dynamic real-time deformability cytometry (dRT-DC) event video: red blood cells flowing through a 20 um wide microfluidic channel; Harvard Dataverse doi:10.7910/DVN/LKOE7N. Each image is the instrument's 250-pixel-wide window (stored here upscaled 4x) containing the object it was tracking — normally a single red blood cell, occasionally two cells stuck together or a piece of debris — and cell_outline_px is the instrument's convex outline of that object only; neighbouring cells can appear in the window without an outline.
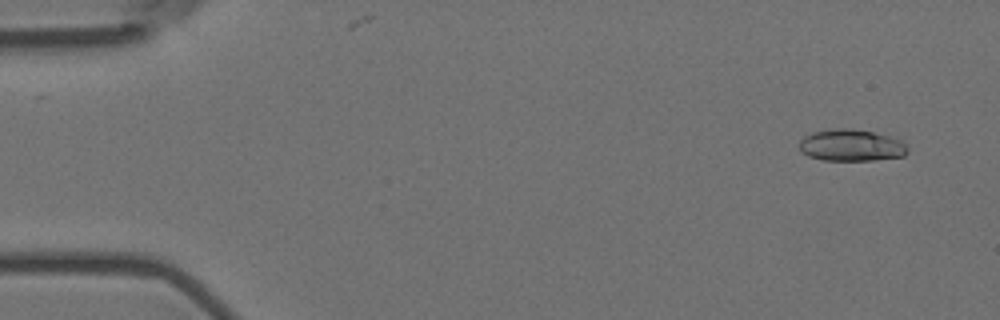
{"species": "Egyptian fruit bat (a non-hibernating species)", "species_latin": "Rousettus aegyptiacus", "temperature_condition": "room temperature", "stored_images_in_passage": 6, "camera_frame_rate_fps": 3000, "um_per_image_px": 0.085, "animal": {"sex": "female"}, "frame": {"image": 1, "passage_image": 1, "time_ms": 0.0, "image_size_px": [1000, 320], "cell_outline_px": [[908, 152], [904, 156], [872, 160], [824, 160], [808, 156], [800, 152], [800, 140], [804, 136], [812, 132], [832, 128], [852, 128], [872, 132], [888, 136], [900, 140], [908, 148]], "centroid_in_image_um": [72.33, 12.35], "position_along_channel_um": 12.7, "area_um2": 20.06}}
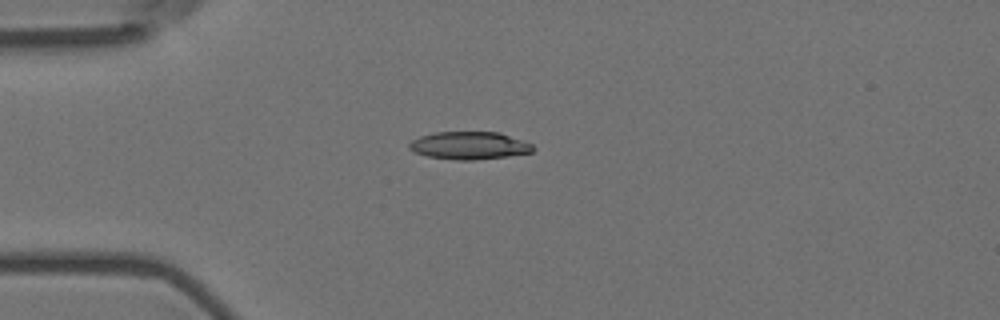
{"frame": {"image": 2, "passage_image": 4, "time_ms": 1.0, "image_size_px": [1000, 320], "cell_outline_px": [[536, 148], [532, 152], [508, 156], [472, 160], [456, 160], [428, 156], [416, 152], [408, 148], [408, 144], [412, 140], [420, 136], [436, 132], [500, 132], [524, 140], [532, 144]], "centroid_in_image_um": [39.92, 12.36], "position_along_channel_um": 45.1, "area_um2": 20.0}}
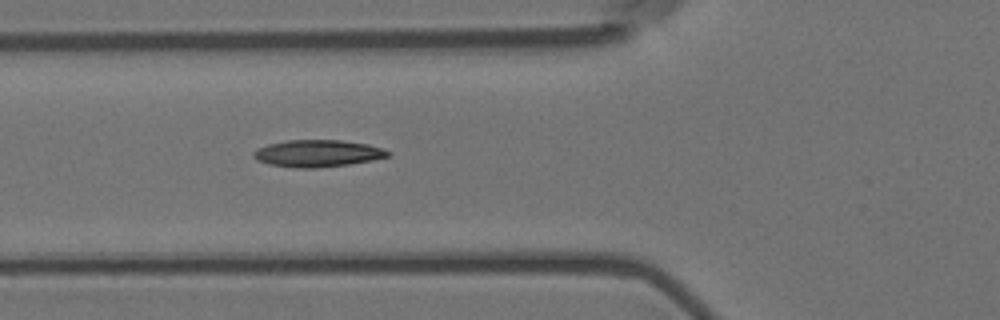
{"frame": {"image": 3, "passage_image": 6, "time_ms": 1.667, "image_size_px": [1000, 320], "cell_outline_px": [[392, 152], [388, 156], [372, 160], [348, 164], [316, 168], [296, 168], [268, 164], [256, 160], [252, 156], [252, 152], [256, 148], [268, 144], [288, 140], [340, 140], [368, 144], [384, 148]], "centroid_in_image_um": [26.97, 13.03], "position_along_channel_um": 98.8, "area_um2": 21.27}}